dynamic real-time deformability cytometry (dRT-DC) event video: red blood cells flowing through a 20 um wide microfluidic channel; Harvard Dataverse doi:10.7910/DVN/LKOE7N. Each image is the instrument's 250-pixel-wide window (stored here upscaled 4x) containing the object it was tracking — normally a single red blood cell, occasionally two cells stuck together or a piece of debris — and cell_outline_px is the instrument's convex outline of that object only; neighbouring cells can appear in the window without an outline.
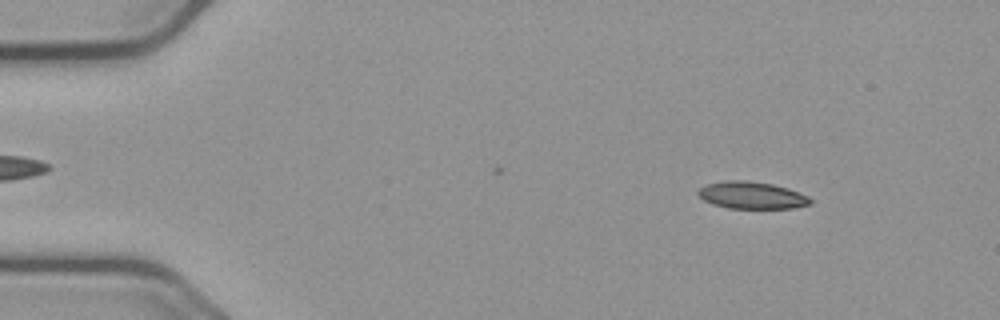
{"species": "common noctule bat (a hibernating species)", "species_latin": "Nyctalus noctula", "temperature_condition": "cold", "stored_images_in_passage": 44, "camera_frame_rate_fps": 3000, "um_per_image_px": 0.085, "animal": {"sex": "male", "body_mass_g": 23.1, "forearm_length_mm": 52.7}, "frame": {"image": 1, "passage_image": 7, "time_ms": 2.0, "image_size_px": [1000, 320], "cell_outline_px": [[812, 204], [792, 208], [728, 208], [712, 204], [704, 200], [696, 192], [700, 188], [708, 184], [724, 180], [744, 180], [772, 184], [788, 188], [808, 196], [812, 200]], "centroid_in_image_um": [63.9, 16.6], "position_along_channel_um": 21.1, "area_um2": 17.69}}
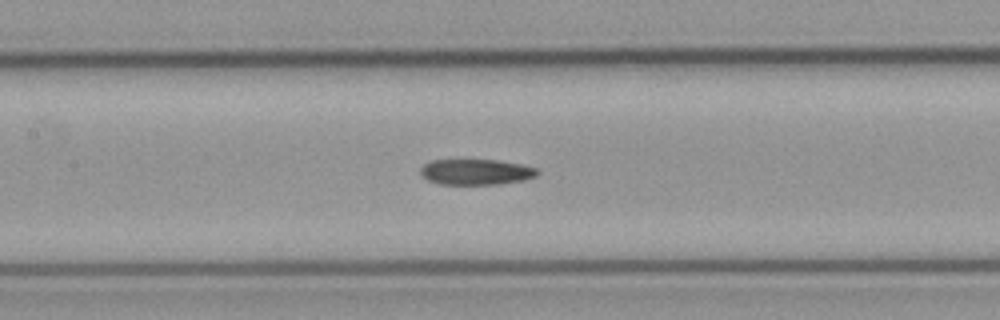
{"frame": {"image": 2, "passage_image": 26, "time_ms": 8.333, "image_size_px": [1000, 320], "cell_outline_px": [[540, 172], [536, 176], [524, 180], [500, 184], [440, 184], [428, 180], [420, 172], [420, 168], [424, 164], [432, 160], [496, 160], [520, 164], [536, 168]], "centroid_in_image_um": [40.47, 14.61], "position_along_channel_um": 166.9, "area_um2": 17.4}}
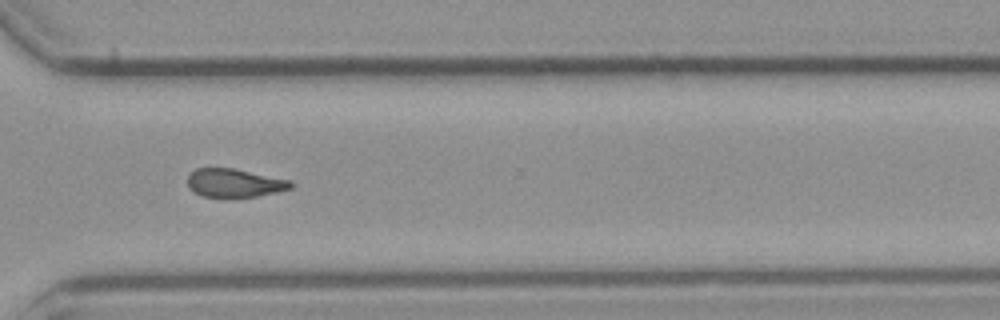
{"frame": {"image": 3, "passage_image": 41, "time_ms": 13.333, "image_size_px": [1000, 320], "cell_outline_px": [[292, 188], [276, 192], [256, 196], [232, 200], [224, 200], [204, 196], [192, 192], [188, 188], [188, 176], [196, 168], [232, 168], [292, 180]], "centroid_in_image_um": [19.9, 15.6], "position_along_channel_um": 350.7, "area_um2": 17.74}, "authors_computed_cell_mechanics": {"area_um2": 18.1781, "velocity_mm_per_s": 3.6836, "shape_relaxation_time_tau1_ms": null, "shape_relaxation_time_tau2_ms": 7.9824, "deformation_change_tau1": null, "deformation_change_tau2": 0.1549}}